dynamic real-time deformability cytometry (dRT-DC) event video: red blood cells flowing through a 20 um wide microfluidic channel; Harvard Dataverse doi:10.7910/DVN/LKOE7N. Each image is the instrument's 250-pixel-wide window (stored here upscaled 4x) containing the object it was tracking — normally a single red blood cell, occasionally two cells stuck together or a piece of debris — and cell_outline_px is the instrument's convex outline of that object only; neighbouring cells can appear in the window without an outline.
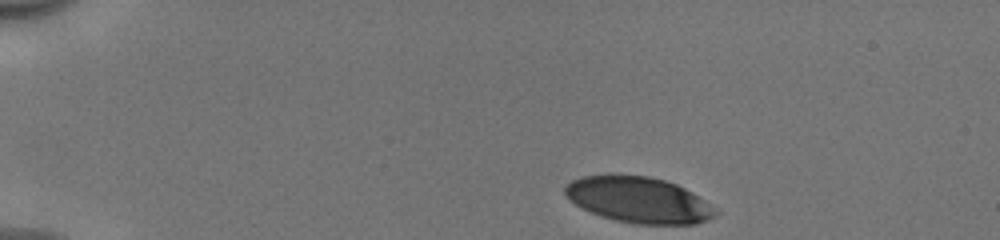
{"species": "human", "species_latin": "Homo sapiens", "temperature_condition": "cold", "stored_images_in_passage": 37, "camera_frame_rate_fps": 3000, "um_per_image_px": 0.085, "donor": {"sex": "male"}, "frame": {"image": 1, "passage_image": 1, "time_ms": 0.0, "image_size_px": [1000, 240], "cell_outline_px": [[720, 212], [716, 216], [708, 220], [696, 224], [636, 224], [616, 220], [592, 212], [568, 200], [564, 192], [564, 188], [572, 180], [580, 176], [608, 172], [612, 172], [648, 176], [664, 180], [676, 184], [692, 192], [716, 208]], "centroid_in_image_um": [54.28, 16.95], "position_along_channel_um": 30.7, "area_um2": 40.86}}
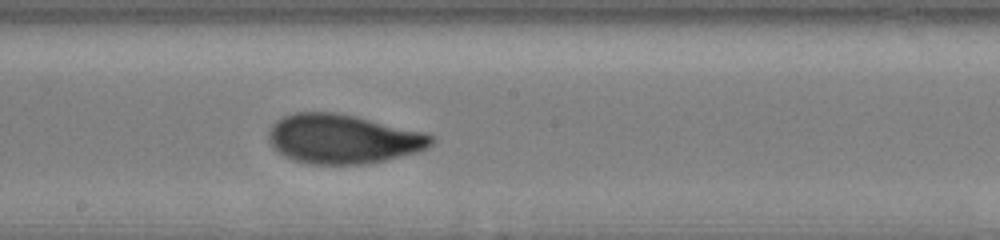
{"frame": {"image": 2, "passage_image": 22, "time_ms": 7.0, "image_size_px": [1000, 240], "cell_outline_px": [[436, 140], [428, 148], [420, 152], [384, 160], [364, 164], [312, 164], [292, 160], [284, 156], [272, 148], [268, 140], [268, 132], [272, 124], [276, 120], [284, 116], [296, 112], [336, 112], [356, 116], [424, 132], [436, 136]], "centroid_in_image_um": [29.15, 11.81], "position_along_channel_um": 219.0, "area_um2": 47.16}}
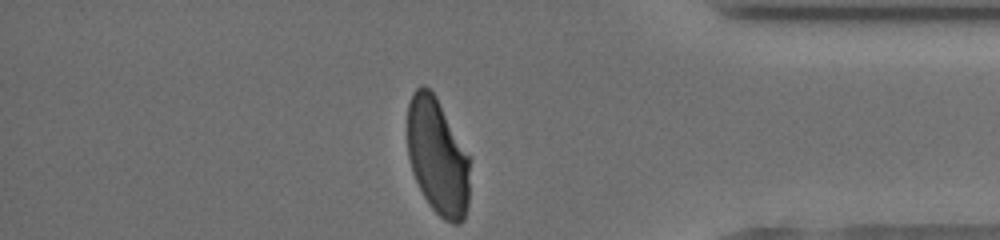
{"frame": {"image": 3, "passage_image": 37, "time_ms": 12.0, "image_size_px": [1000, 240], "cell_outline_px": [[468, 204], [464, 220], [460, 224], [452, 224], [444, 220], [428, 204], [412, 172], [408, 156], [408, 104], [412, 92], [420, 84], [424, 84], [436, 96], [468, 156]], "centroid_in_image_um": [37.17, 13.32], "position_along_channel_um": 398.0, "area_um2": 42.02}, "authors_computed_cell_mechanics": {"area_um2": 45.8354, "velocity_mm_per_s": 3.951, "shape_relaxation_time_tau1_ms": 3.7565, "shape_relaxation_time_tau2_ms": 0.7345, "deformation_change_tau1": 0.1765, "deformation_change_tau2": 0.0605}}